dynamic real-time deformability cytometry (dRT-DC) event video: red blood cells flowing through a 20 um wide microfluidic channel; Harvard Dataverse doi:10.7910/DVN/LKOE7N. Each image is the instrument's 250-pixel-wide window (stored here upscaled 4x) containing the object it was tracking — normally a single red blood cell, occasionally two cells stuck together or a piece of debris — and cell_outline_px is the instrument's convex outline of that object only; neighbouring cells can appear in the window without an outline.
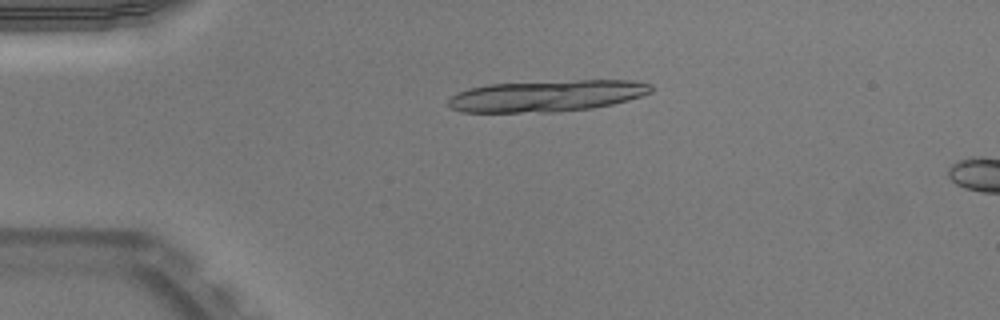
{"species": "Egyptian fruit bat (a non-hibernating species)", "species_latin": "Rousettus aegyptiacus", "temperature_condition": "warm", "stored_images_in_passage": 15, "camera_frame_rate_fps": 3000, "um_per_image_px": 0.085, "animal": {"sex": "male"}, "frame": {"image": 1, "passage_image": 11, "time_ms": 3.333, "image_size_px": [1000, 320], "cell_outline_px": [[652, 92], [628, 100], [612, 104], [592, 108], [556, 112], [460, 112], [452, 108], [448, 104], [448, 100], [452, 96], [468, 88], [488, 84], [576, 80], [632, 80], [652, 84]], "centroid_in_image_um": [46.49, 8.15], "position_along_channel_um": 38.5, "area_um2": 37.22}}